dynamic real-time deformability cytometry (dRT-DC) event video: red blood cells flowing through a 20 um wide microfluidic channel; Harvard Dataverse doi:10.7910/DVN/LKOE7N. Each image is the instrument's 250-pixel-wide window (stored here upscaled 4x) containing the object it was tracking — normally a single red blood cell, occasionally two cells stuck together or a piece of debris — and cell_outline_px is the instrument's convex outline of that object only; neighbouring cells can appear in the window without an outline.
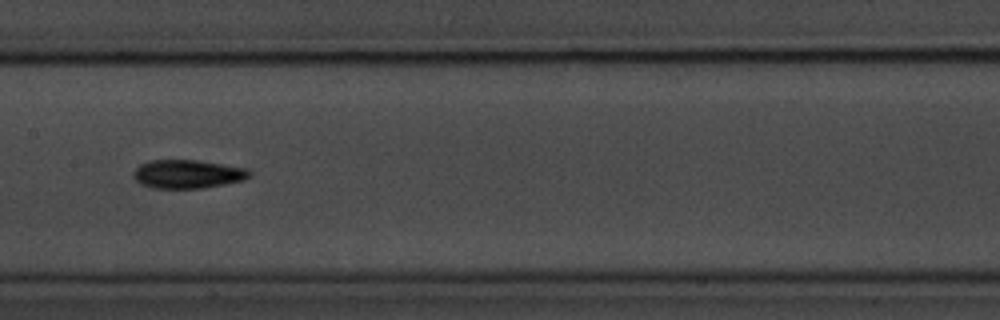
{"species": "common noctule bat (a hibernating species)", "species_latin": "Nyctalus noctula", "temperature_condition": "room temperature", "stored_images_in_passage": 42, "camera_frame_rate_fps": 3000, "um_per_image_px": 0.085, "animal": {"sex": "male", "body_mass_g": 20.1, "forearm_length_mm": 53.5}, "frame": {"image": 1, "passage_image": 13, "time_ms": 4.0, "image_size_px": [1000, 320], "cell_outline_px": [[252, 172], [244, 180], [224, 184], [200, 188], [156, 188], [140, 184], [132, 176], [132, 172], [140, 164], [148, 160], [196, 160], [248, 168]], "centroid_in_image_um": [15.92, 14.79], "position_along_channel_um": 191.5, "area_um2": 19.31}}
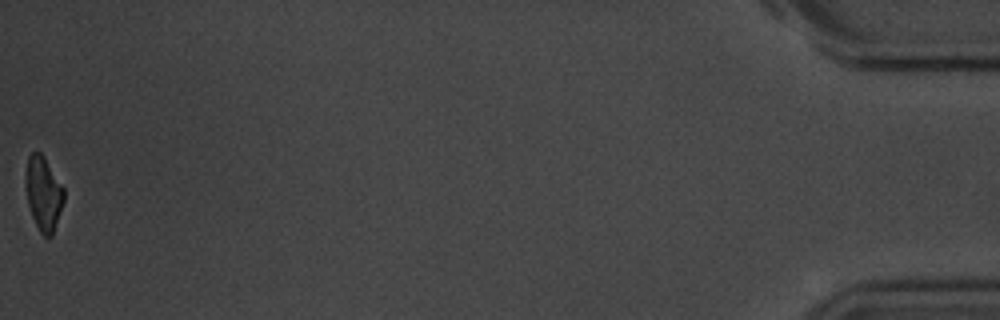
{"frame": {"image": 2, "passage_image": 42, "time_ms": 13.667, "image_size_px": [1000, 320], "cell_outline_px": [[64, 200], [52, 236], [44, 236], [40, 232], [32, 216], [28, 204], [24, 184], [24, 176], [28, 156], [32, 152], [40, 152], [44, 156], [64, 188]], "centroid_in_image_um": [3.67, 16.41], "position_along_channel_um": 431.5, "area_um2": 16.59}, "authors_computed_cell_mechanics": {"area_um2": 18.1203, "velocity_mm_per_s": 3.5085, "shape_relaxation_time_tau1_ms": 2.7266, "shape_relaxation_time_tau2_ms": 6.0752, "deformation_change_tau1": 0.1649, "deformation_change_tau2": 0.1309}}